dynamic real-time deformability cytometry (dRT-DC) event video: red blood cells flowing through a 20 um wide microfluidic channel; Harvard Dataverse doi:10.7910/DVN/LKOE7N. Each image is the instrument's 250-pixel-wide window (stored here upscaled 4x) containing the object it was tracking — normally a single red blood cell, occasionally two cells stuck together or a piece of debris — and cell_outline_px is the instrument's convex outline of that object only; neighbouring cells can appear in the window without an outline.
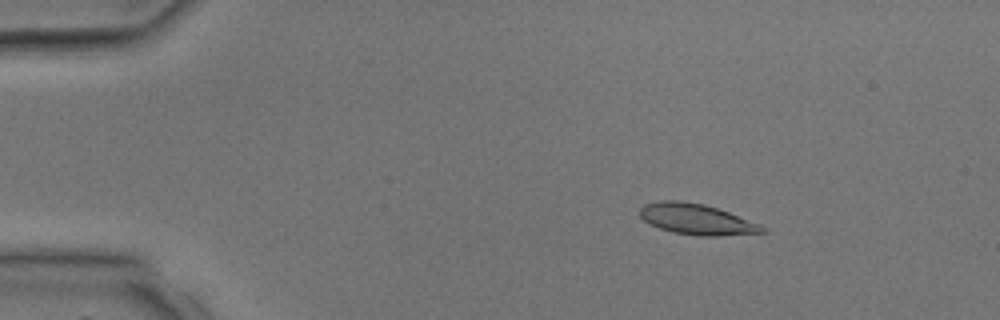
{"species": "common noctule bat (a hibernating species)", "species_latin": "Nyctalus noctula", "temperature_condition": "room temperature", "stored_images_in_passage": 4, "camera_frame_rate_fps": 3000, "um_per_image_px": 0.085, "animal": {"sex": "male", "body_mass_g": 17.9, "forearm_length_mm": 54.2}, "frame": {"image": 1, "passage_image": 2, "time_ms": 1.333, "image_size_px": [1000, 320], "cell_outline_px": [[768, 232], [720, 236], [700, 236], [672, 232], [660, 228], [644, 220], [640, 216], [640, 208], [644, 204], [660, 200], [680, 200], [704, 204], [728, 212], [760, 224], [768, 228]], "centroid_in_image_um": [59.24, 18.64], "position_along_channel_um": 25.8, "area_um2": 21.96}}